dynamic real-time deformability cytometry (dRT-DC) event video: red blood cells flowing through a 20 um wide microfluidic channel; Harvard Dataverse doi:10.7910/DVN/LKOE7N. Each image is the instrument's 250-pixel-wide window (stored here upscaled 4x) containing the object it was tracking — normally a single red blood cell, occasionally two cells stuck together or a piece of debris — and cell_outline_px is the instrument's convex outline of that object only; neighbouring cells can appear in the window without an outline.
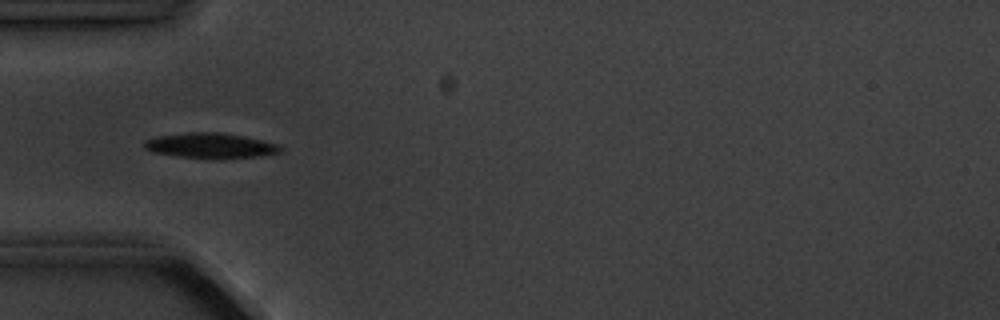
{"species": "common noctule bat (a hibernating species)", "species_latin": "Nyctalus noctula", "temperature_condition": "cold", "stored_images_in_passage": 6, "camera_frame_rate_fps": 3000, "um_per_image_px": 0.085, "animal": {"sex": "male", "body_mass_g": 20.1, "forearm_length_mm": 53.5}, "frame": {"image": 1, "passage_image": 1, "time_ms": 0.0, "image_size_px": [1000, 320], "cell_outline_px": [[280, 152], [260, 156], [224, 160], [216, 160], [180, 156], [152, 152], [144, 148], [144, 140], [160, 136], [188, 132], [220, 132], [260, 140], [276, 144], [280, 148]], "centroid_in_image_um": [17.86, 12.4], "position_along_channel_um": 67.1, "area_um2": 20.0}}
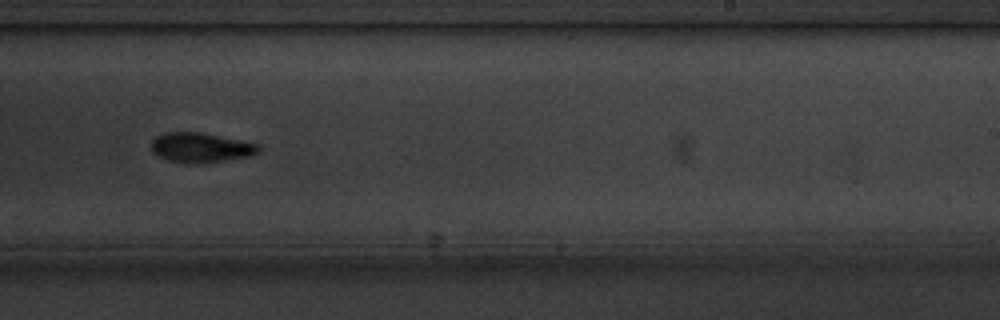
{"frame": {"image": 2, "passage_image": 6, "time_ms": 5.667, "image_size_px": [1000, 320], "cell_outline_px": [[260, 152], [252, 156], [200, 164], [168, 160], [152, 152], [152, 140], [156, 136], [164, 132], [200, 132], [260, 144]], "centroid_in_image_um": [17.1, 12.54], "position_along_channel_um": 271.9, "area_um2": 18.61}}